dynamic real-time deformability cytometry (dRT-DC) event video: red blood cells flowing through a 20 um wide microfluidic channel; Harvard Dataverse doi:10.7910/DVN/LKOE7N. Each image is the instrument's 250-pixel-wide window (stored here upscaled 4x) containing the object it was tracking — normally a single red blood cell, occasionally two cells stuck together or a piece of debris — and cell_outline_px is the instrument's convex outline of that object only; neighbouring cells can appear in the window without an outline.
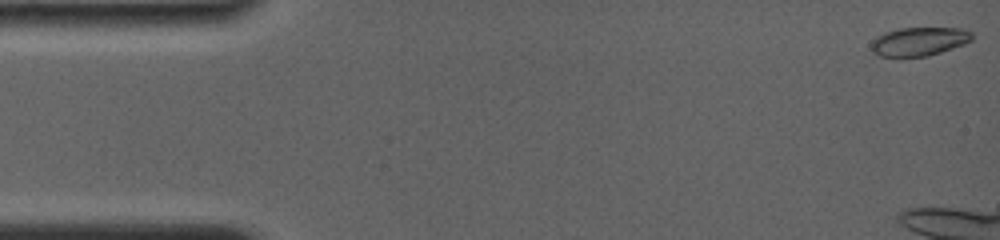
{"species": "common noctule bat (a hibernating species)", "species_latin": "Nyctalus noctula", "temperature_condition": "room temperature", "stored_images_in_passage": 22, "camera_frame_rate_fps": 4000, "um_per_image_px": 0.085, "animal": {"sex": "female", "body_mass_g": 19.0, "forearm_length_mm": 56.7}, "frame": {"image": 1, "passage_image": 1, "time_ms": 0.0, "image_size_px": [1000, 240], "cell_outline_px": [[972, 40], [964, 44], [928, 56], [880, 56], [872, 52], [868, 44], [876, 36], [884, 32], [900, 28], [960, 28], [972, 32]], "centroid_in_image_um": [78.07, 3.52], "position_along_channel_um": 6.9, "area_um2": 16.88}}
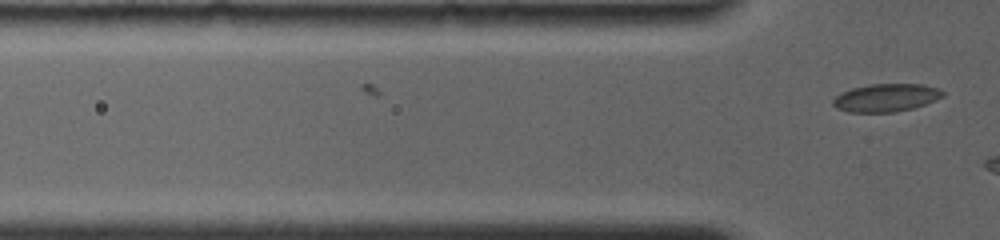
{"frame": {"image": 2, "passage_image": 22, "time_ms": 4.25, "image_size_px": [1000, 240], "cell_outline_px": [[944, 96], [924, 104], [912, 108], [892, 112], [848, 112], [836, 108], [832, 104], [832, 100], [836, 96], [852, 88], [868, 84], [920, 84], [936, 88], [944, 92]], "centroid_in_image_um": [75.28, 8.3], "position_along_channel_um": 50.5, "area_um2": 17.63}}